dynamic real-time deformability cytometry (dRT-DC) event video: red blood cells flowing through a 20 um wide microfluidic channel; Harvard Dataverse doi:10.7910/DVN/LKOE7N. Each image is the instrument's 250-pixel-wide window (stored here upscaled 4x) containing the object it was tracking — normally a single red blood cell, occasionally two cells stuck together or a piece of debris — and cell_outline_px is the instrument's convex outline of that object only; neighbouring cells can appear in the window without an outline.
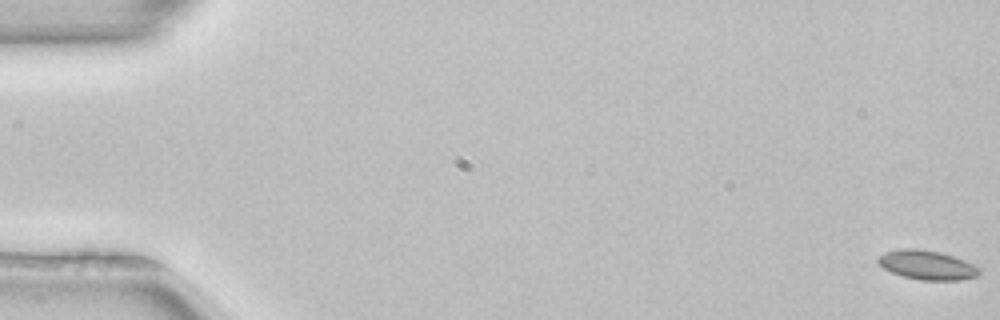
{"species": "common noctule bat (a hibernating species)", "species_latin": "Nyctalus noctula", "temperature_condition": "room temperature", "stored_images_in_passage": 53, "camera_frame_rate_fps": 3000, "um_per_image_px": 0.085, "animal": {"sex": "female", "body_mass_g": 22.7, "forearm_length_mm": 54.2}, "frame": {"image": 1, "passage_image": 1, "time_ms": 0.0, "image_size_px": [1000, 320], "cell_outline_px": [[980, 272], [976, 276], [960, 280], [920, 280], [904, 276], [892, 272], [884, 268], [876, 260], [876, 256], [884, 252], [900, 248], [916, 248], [940, 252], [964, 260], [980, 268]], "centroid_in_image_um": [78.76, 22.51], "position_along_channel_um": 6.2, "area_um2": 17.22}}
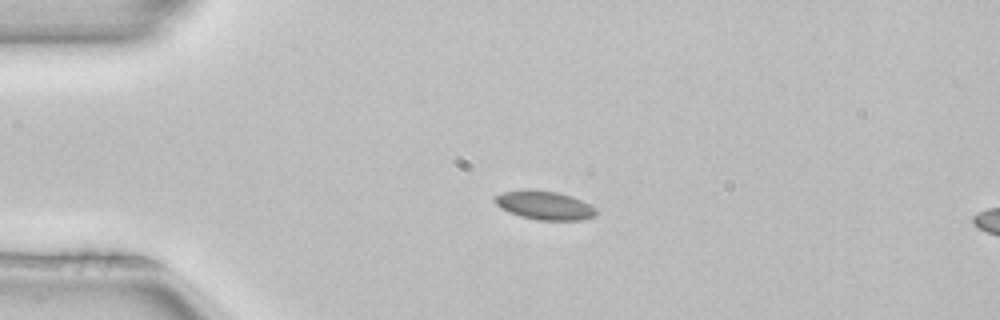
{"frame": {"image": 2, "passage_image": 13, "time_ms": 4.0, "image_size_px": [1000, 320], "cell_outline_px": [[596, 216], [580, 220], [536, 220], [520, 216], [508, 212], [500, 208], [492, 200], [496, 196], [504, 192], [524, 188], [532, 188], [556, 192], [572, 196], [596, 208]], "centroid_in_image_um": [46.24, 17.44], "position_along_channel_um": 38.8, "area_um2": 17.17}}
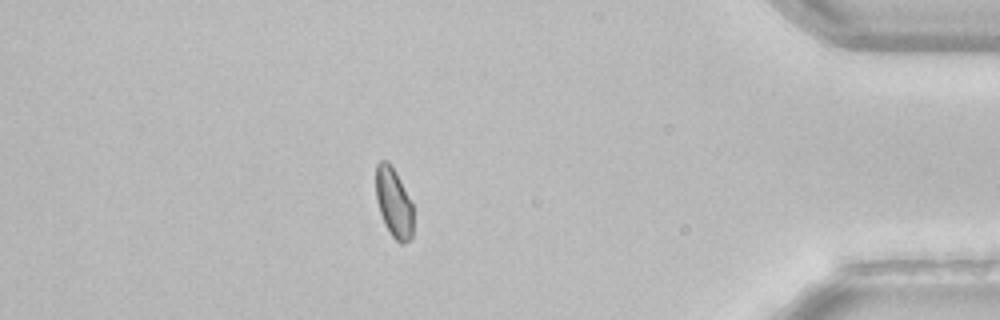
{"frame": {"image": 3, "passage_image": 46, "time_ms": 15.0, "image_size_px": [1000, 320], "cell_outline_px": [[412, 236], [404, 244], [400, 244], [392, 236], [384, 224], [376, 200], [376, 164], [380, 160], [388, 160], [392, 164], [412, 204]], "centroid_in_image_um": [33.45, 17.21], "position_along_channel_um": 401.8, "area_um2": 15.14}}